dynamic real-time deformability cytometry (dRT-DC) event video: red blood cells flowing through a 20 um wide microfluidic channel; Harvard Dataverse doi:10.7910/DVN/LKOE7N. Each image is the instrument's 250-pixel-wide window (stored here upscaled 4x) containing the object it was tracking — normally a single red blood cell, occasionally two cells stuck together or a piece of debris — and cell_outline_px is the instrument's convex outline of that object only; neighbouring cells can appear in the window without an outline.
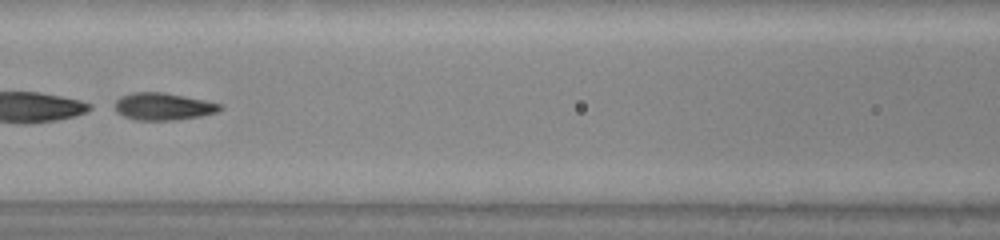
{"species": "common noctule bat (a hibernating species)", "species_latin": "Nyctalus noctula", "temperature_condition": "warm", "stored_images_in_passage": 42, "camera_frame_rate_fps": 3000, "um_per_image_px": 0.085, "animal": {"sex": "male", "body_mass_g": 20.0, "forearm_length_mm": 53.3}, "frame": {"image": 1, "passage_image": 16, "time_ms": 5.0, "image_size_px": [1000, 240], "cell_outline_px": [[224, 108], [216, 112], [200, 116], [176, 120], [136, 120], [124, 116], [116, 112], [108, 104], [120, 96], [132, 92], [164, 92], [204, 100], [220, 104]], "centroid_in_image_um": [13.76, 9.04], "position_along_channel_um": 152.8, "area_um2": 17.05}}
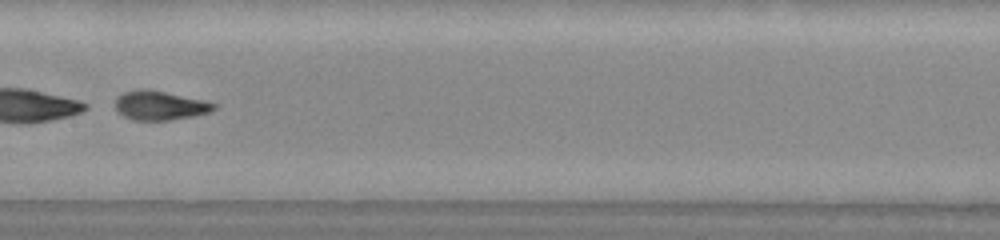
{"frame": {"image": 2, "passage_image": 19, "time_ms": 6.0, "image_size_px": [1000, 240], "cell_outline_px": [[216, 108], [208, 112], [192, 116], [168, 120], [132, 120], [124, 116], [116, 108], [116, 96], [124, 92], [140, 88], [164, 92], [204, 100], [216, 104]], "centroid_in_image_um": [13.56, 8.96], "position_along_channel_um": 193.8, "area_um2": 16.47}}